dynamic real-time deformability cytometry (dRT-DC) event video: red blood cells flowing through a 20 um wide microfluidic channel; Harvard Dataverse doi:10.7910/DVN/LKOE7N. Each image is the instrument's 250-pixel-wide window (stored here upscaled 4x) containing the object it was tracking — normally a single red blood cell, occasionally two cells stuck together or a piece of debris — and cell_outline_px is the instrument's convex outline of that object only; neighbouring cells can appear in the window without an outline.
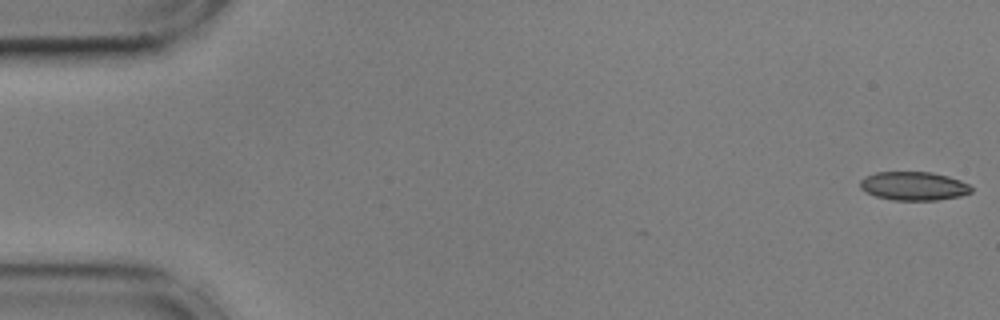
{"species": "common noctule bat (a hibernating species)", "species_latin": "Nyctalus noctula", "temperature_condition": "cold", "stored_images_in_passage": 55, "camera_frame_rate_fps": 3000, "um_per_image_px": 0.085, "animal": {"sex": "male", "body_mass_g": 17.9, "forearm_length_mm": 54.2}, "frame": {"image": 1, "passage_image": 1, "time_ms": 0.0, "image_size_px": [1000, 320], "cell_outline_px": [[972, 192], [960, 196], [936, 200], [892, 200], [876, 196], [860, 188], [860, 180], [864, 176], [876, 172], [932, 172], [948, 176], [960, 180], [968, 184], [972, 188]], "centroid_in_image_um": [77.66, 15.8], "position_along_channel_um": 7.3, "area_um2": 18.55}}
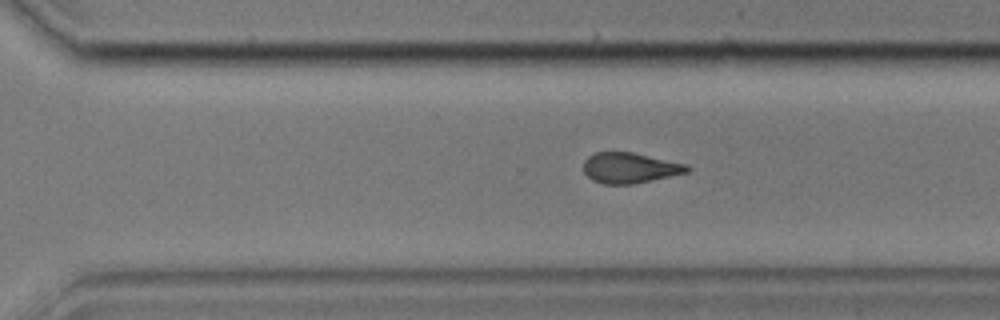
{"frame": {"image": 2, "passage_image": 38, "time_ms": 12.333, "image_size_px": [1000, 320], "cell_outline_px": [[692, 168], [688, 172], [632, 184], [604, 184], [592, 180], [584, 172], [584, 160], [588, 156], [596, 152], [632, 152], [688, 164]], "centroid_in_image_um": [53.54, 14.26], "position_along_channel_um": 317.1, "area_um2": 18.38}}
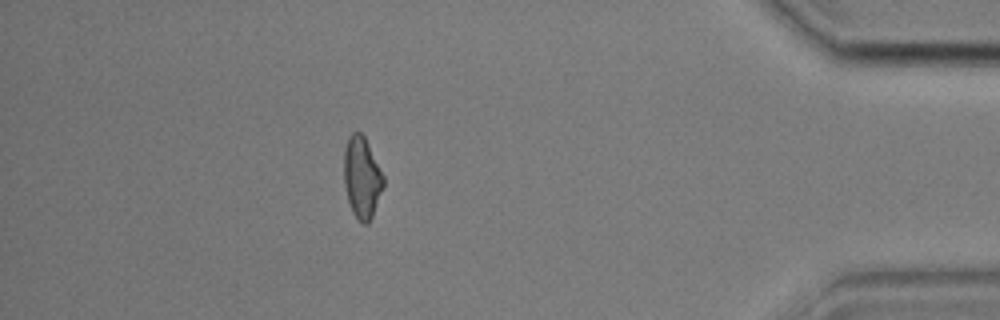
{"frame": {"image": 3, "passage_image": 49, "time_ms": 16.0, "image_size_px": [1000, 320], "cell_outline_px": [[384, 184], [372, 216], [368, 224], [364, 224], [352, 212], [348, 200], [344, 184], [344, 148], [348, 136], [352, 132], [360, 132], [364, 136], [384, 176]], "centroid_in_image_um": [30.75, 15.06], "position_along_channel_um": 404.5, "area_um2": 18.55}, "authors_computed_cell_mechanics": {"area_um2": 19.0162, "velocity_mm_per_s": 3.6064, "shape_relaxation_time_tau1_ms": 7.8797, "shape_relaxation_time_tau2_ms": 2.576, "deformation_change_tau1": 0.1761, "deformation_change_tau2": 0.106}}